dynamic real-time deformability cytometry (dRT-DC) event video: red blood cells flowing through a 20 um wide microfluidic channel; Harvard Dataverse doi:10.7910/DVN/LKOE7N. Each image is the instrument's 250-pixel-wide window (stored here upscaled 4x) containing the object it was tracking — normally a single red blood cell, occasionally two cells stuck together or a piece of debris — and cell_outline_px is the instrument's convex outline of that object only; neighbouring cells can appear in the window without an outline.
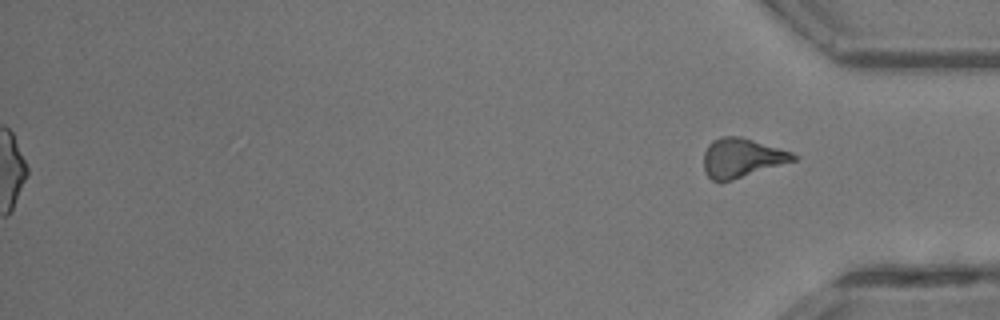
{"species": "common noctule bat (a hibernating species)", "species_latin": "Nyctalus noctula", "temperature_condition": "room temperature", "stored_images_in_passage": 21, "segment_of_instrument_passage": [2, 2], "camera_frame_rate_fps": 3000, "um_per_image_px": 0.085, "animal": {"sex": "male", "body_mass_g": 13.3}, "frame": {"image": 1, "passage_image": 21, "time_ms": 6.667, "image_size_px": [1000, 320], "cell_outline_px": [[800, 156], [796, 160], [720, 184], [712, 180], [704, 172], [704, 152], [708, 144], [712, 140], [720, 136], [740, 136], [780, 148], [792, 152]], "centroid_in_image_um": [63.03, 13.43], "position_along_channel_um": 372.2, "area_um2": 20.75}}